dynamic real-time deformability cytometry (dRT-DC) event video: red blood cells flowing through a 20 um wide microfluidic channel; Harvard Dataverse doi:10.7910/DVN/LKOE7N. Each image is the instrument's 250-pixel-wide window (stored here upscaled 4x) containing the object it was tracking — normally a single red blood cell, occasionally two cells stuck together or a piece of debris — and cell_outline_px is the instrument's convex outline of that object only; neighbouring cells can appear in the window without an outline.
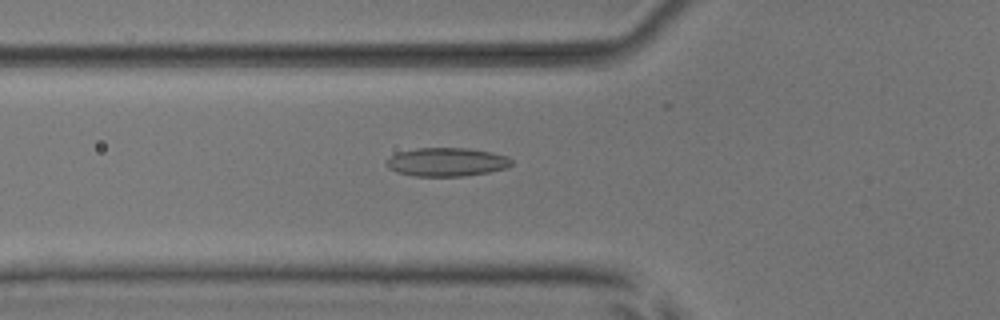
{"species": "common noctule bat (a hibernating species)", "species_latin": "Nyctalus noctula", "temperature_condition": "room temperature", "stored_images_in_passage": 54, "camera_frame_rate_fps": 3000, "um_per_image_px": 0.085, "animal": {"sex": "male", "body_mass_g": 17.9, "forearm_length_mm": 54.2}, "frame": {"image": 1, "passage_image": 20, "time_ms": 6.333, "image_size_px": [1000, 320], "cell_outline_px": [[512, 164], [504, 168], [488, 172], [464, 176], [416, 176], [396, 172], [388, 168], [384, 164], [396, 152], [416, 148], [468, 148], [492, 152], [508, 156], [512, 160]], "centroid_in_image_um": [37.95, 13.76], "position_along_channel_um": 87.8, "area_um2": 20.87}}
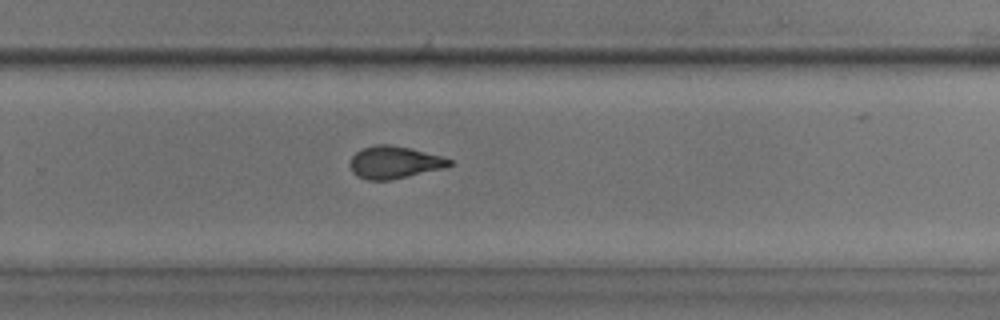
{"frame": {"image": 2, "passage_image": 36, "time_ms": 11.667, "image_size_px": [1000, 320], "cell_outline_px": [[452, 164], [444, 168], [388, 180], [368, 180], [356, 176], [352, 172], [352, 156], [356, 152], [364, 148], [376, 144], [392, 144], [412, 148], [444, 156], [452, 160]], "centroid_in_image_um": [33.55, 13.78], "position_along_channel_um": 296.2, "area_um2": 18.67}}
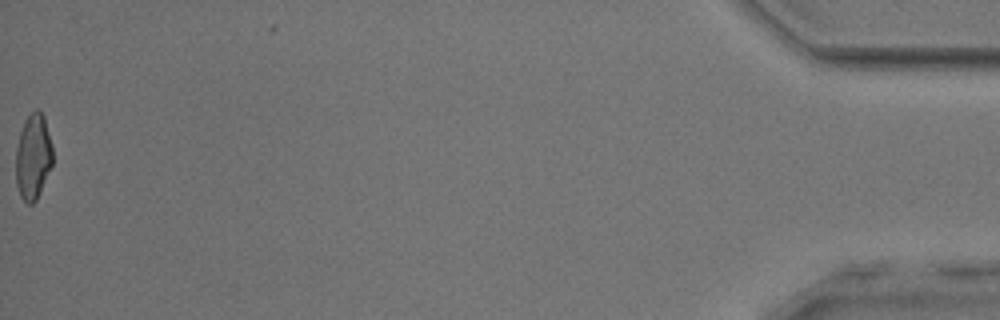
{"frame": {"image": 3, "passage_image": 54, "time_ms": 17.667, "image_size_px": [1000, 320], "cell_outline_px": [[52, 164], [36, 200], [32, 204], [28, 204], [20, 196], [16, 184], [16, 148], [20, 132], [24, 120], [36, 108], [44, 116], [52, 144]], "centroid_in_image_um": [2.81, 13.31], "position_along_channel_um": 432.4, "area_um2": 18.26}, "authors_computed_cell_mechanics": {"area_um2": 19.4208, "velocity_mm_per_s": 3.9115, "shape_relaxation_time_tau1_ms": 10.1464, "shape_relaxation_time_tau2_ms": 1.7041, "deformation_change_tau1": 0.2526, "deformation_change_tau2": 0.0858}}